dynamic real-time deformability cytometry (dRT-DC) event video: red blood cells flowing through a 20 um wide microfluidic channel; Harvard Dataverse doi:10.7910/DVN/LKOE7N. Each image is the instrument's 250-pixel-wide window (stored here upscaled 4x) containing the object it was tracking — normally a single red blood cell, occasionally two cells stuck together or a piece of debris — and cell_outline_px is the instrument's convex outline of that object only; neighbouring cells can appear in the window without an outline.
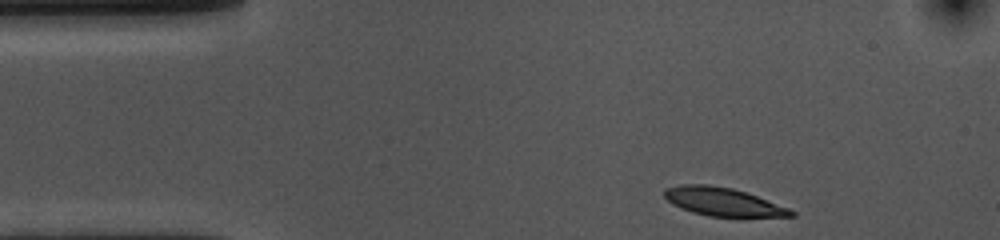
{"species": "common noctule bat (a hibernating species)", "species_latin": "Nyctalus noctula", "temperature_condition": "cold", "stored_images_in_passage": 38, "camera_frame_rate_fps": 3000, "um_per_image_px": 0.085, "animal": {"sex": "female", "body_mass_g": 10.0, "forearm_length_mm": 53.1}, "frame": {"image": 1, "passage_image": 1, "time_ms": 0.0, "image_size_px": [1000, 240], "cell_outline_px": [[796, 216], [708, 216], [692, 212], [672, 204], [664, 196], [664, 188], [680, 184], [708, 184], [732, 188], [756, 196], [788, 208], [796, 212]], "centroid_in_image_um": [61.39, 17.14], "position_along_channel_um": 23.6, "area_um2": 20.58}}
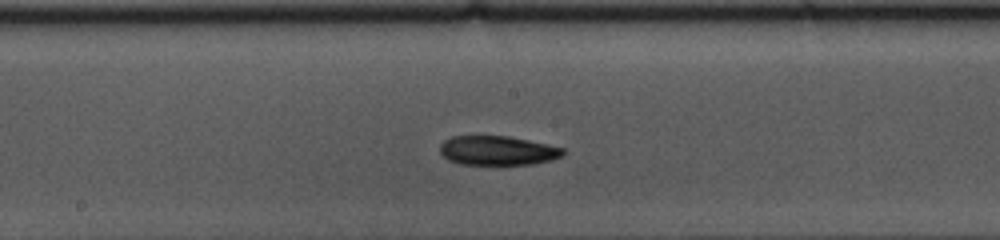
{"frame": {"image": 2, "passage_image": 21, "time_ms": 6.667, "image_size_px": [1000, 240], "cell_outline_px": [[564, 152], [560, 156], [552, 160], [532, 164], [460, 164], [448, 160], [440, 152], [440, 144], [444, 140], [452, 136], [508, 136], [528, 140], [564, 148]], "centroid_in_image_um": [42.26, 12.79], "position_along_channel_um": 205.9, "area_um2": 20.87}}
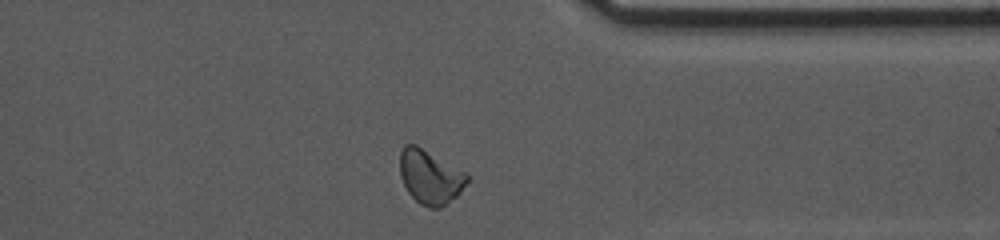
{"frame": {"image": 3, "passage_image": 36, "time_ms": 11.667, "image_size_px": [1000, 240], "cell_outline_px": [[468, 180], [460, 192], [456, 196], [440, 208], [428, 208], [420, 204], [408, 192], [400, 176], [400, 152], [404, 144], [416, 144], [468, 172]], "centroid_in_image_um": [36.56, 15.01], "position_along_channel_um": 374.8, "area_um2": 21.33}, "authors_computed_cell_mechanics": {"area_um2": 21.386, "velocity_mm_per_s": 3.5505, "shape_relaxation_time_tau1_ms": 5.5144, "shape_relaxation_time_tau2_ms": null, "deformation_change_tau1": 0.1223, "deformation_change_tau2": null}}